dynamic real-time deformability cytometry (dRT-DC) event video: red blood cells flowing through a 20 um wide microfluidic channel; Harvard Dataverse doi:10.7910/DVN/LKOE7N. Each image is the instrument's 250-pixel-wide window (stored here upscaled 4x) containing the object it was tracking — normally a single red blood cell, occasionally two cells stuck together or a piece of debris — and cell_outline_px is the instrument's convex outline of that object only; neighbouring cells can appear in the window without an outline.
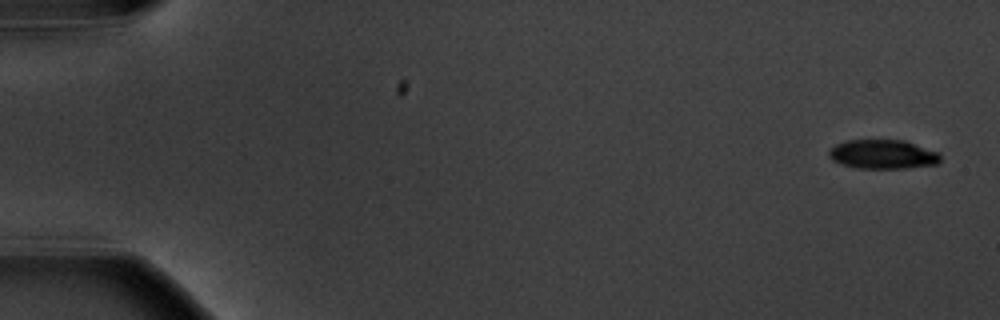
{"species": "common noctule bat (a hibernating species)", "species_latin": "Nyctalus noctula", "temperature_condition": "warm", "stored_images_in_passage": 6, "camera_frame_rate_fps": 3000, "um_per_image_px": 0.085, "animal": {"sex": "male", "body_mass_g": 20.1, "forearm_length_mm": 53.5}, "frame": {"image": 1, "passage_image": 1, "time_ms": 0.0, "image_size_px": [1000, 320], "cell_outline_px": [[940, 164], [904, 168], [856, 168], [832, 160], [828, 156], [828, 152], [836, 144], [844, 140], [904, 140], [940, 152]], "centroid_in_image_um": [75.07, 13.11], "position_along_channel_um": 9.9, "area_um2": 19.02}}
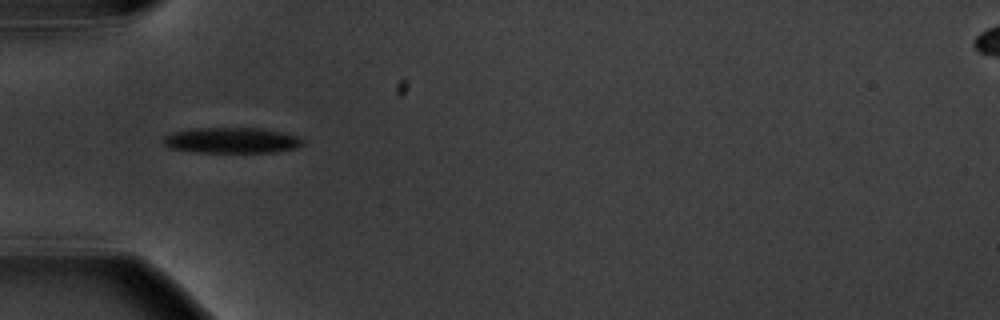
{"frame": {"image": 2, "passage_image": 5, "time_ms": 5.667, "image_size_px": [1000, 320], "cell_outline_px": [[304, 144], [296, 148], [276, 152], [196, 152], [168, 148], [164, 144], [164, 136], [172, 132], [196, 128], [264, 128], [284, 132], [296, 136], [304, 140]], "centroid_in_image_um": [19.72, 11.93], "position_along_channel_um": 65.3, "area_um2": 20.98}}